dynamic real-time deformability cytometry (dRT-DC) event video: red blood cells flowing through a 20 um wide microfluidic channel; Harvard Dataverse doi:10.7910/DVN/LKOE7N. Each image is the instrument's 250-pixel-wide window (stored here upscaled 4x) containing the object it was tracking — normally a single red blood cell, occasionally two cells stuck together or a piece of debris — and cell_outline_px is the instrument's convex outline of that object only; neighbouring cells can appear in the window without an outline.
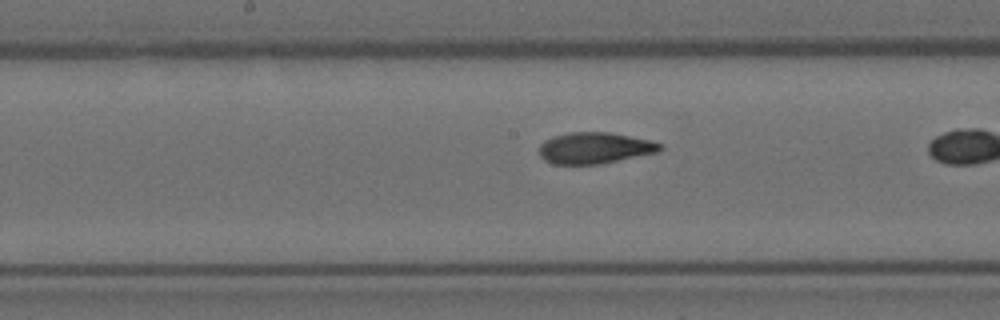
{"species": "Egyptian fruit bat (a non-hibernating species)", "species_latin": "Rousettus aegyptiacus", "temperature_condition": "room temperature", "stored_images_in_passage": 16, "camera_frame_rate_fps": 3000, "um_per_image_px": 0.085, "animal": {"sex": "female"}, "frame": {"image": 1, "passage_image": 14, "time_ms": 4.333, "image_size_px": [1000, 320], "cell_outline_px": [[664, 148], [660, 152], [600, 164], [552, 164], [544, 160], [540, 156], [540, 144], [544, 140], [552, 136], [568, 132], [608, 132], [652, 140], [664, 144]], "centroid_in_image_um": [50.59, 12.58], "position_along_channel_um": 197.6, "area_um2": 22.37}}